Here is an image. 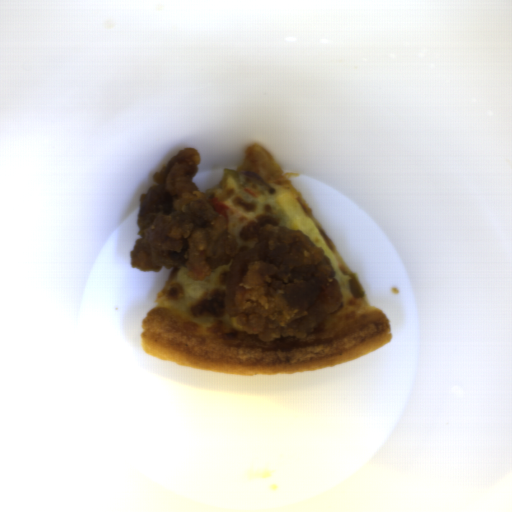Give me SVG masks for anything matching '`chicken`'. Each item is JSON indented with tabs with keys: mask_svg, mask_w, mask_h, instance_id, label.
<instances>
[{
	"mask_svg": "<svg viewBox=\"0 0 512 512\" xmlns=\"http://www.w3.org/2000/svg\"><path fill=\"white\" fill-rule=\"evenodd\" d=\"M256 238L234 256L225 308L245 332L267 343L303 339L340 307L342 290L333 267L298 230L265 225Z\"/></svg>",
	"mask_w": 512,
	"mask_h": 512,
	"instance_id": "ae283196",
	"label": "chicken"
},
{
	"mask_svg": "<svg viewBox=\"0 0 512 512\" xmlns=\"http://www.w3.org/2000/svg\"><path fill=\"white\" fill-rule=\"evenodd\" d=\"M200 161L199 152L183 147L153 173L155 185L140 198L133 268H186L188 277L202 281L230 263L237 240L205 191L192 183Z\"/></svg>",
	"mask_w": 512,
	"mask_h": 512,
	"instance_id": "52989762",
	"label": "chicken"
}]
</instances>
